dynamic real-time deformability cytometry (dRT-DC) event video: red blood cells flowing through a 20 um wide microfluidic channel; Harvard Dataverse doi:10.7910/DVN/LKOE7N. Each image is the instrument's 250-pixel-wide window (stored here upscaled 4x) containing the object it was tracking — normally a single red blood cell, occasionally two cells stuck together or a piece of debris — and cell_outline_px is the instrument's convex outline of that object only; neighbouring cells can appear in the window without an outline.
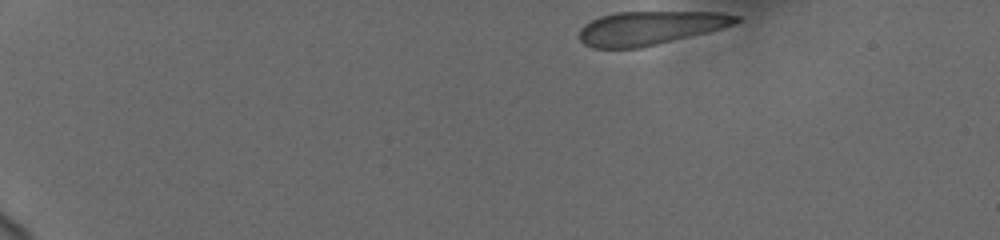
{"species": "human", "species_latin": "Homo sapiens", "temperature_condition": "cold", "stored_images_in_passage": 47, "camera_frame_rate_fps": 3000, "um_per_image_px": 0.085, "donor": {"sex": "female"}, "frame": {"image": 1, "passage_image": 1, "time_ms": 0.0, "image_size_px": [1000, 240], "cell_outline_px": [[744, 20], [708, 32], [640, 48], [592, 48], [584, 44], [580, 40], [580, 28], [584, 24], [600, 16], [616, 12], [720, 12], [740, 16]], "centroid_in_image_um": [55.25, 2.37], "position_along_channel_um": 29.7, "area_um2": 30.69}}
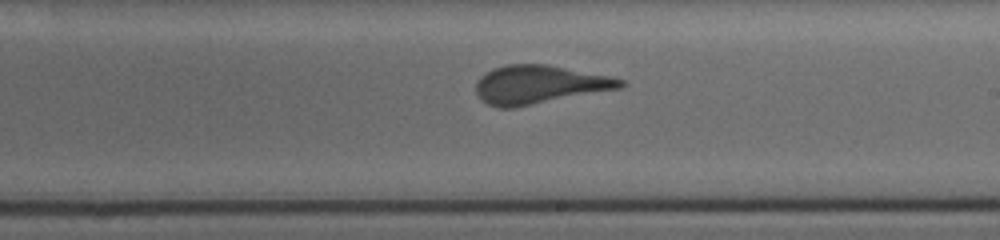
{"frame": {"image": 2, "passage_image": 27, "time_ms": 8.667, "image_size_px": [1000, 240], "cell_outline_px": [[628, 84], [620, 88], [512, 108], [500, 108], [488, 104], [480, 100], [476, 92], [476, 80], [480, 76], [492, 68], [508, 64], [548, 64], [612, 76], [624, 80]], "centroid_in_image_um": [45.83, 7.18], "position_along_channel_um": 243.2, "area_um2": 32.54}}
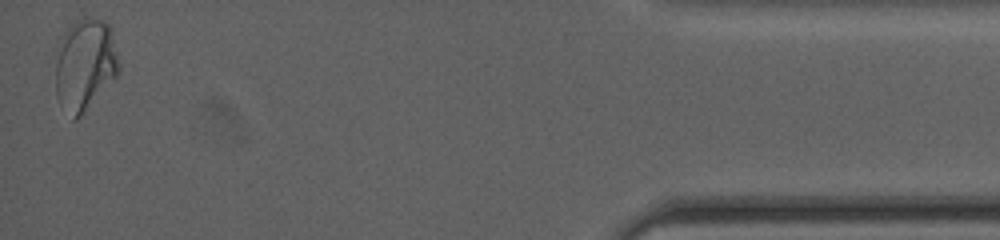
{"frame": {"image": 3, "passage_image": 47, "time_ms": 15.333, "image_size_px": [1000, 240], "cell_outline_px": [[120, 72], [80, 116], [76, 120], [72, 120], [56, 96], [56, 60], [60, 36], [76, 20], [84, 16], [100, 20], [108, 24], [112, 28], [120, 68]], "centroid_in_image_um": [7.22, 5.46], "position_along_channel_um": 428.0, "area_um2": 33.99}, "authors_computed_cell_mechanics": {"area_um2": 32.3102, "velocity_mm_per_s": 3.7231, "shape_relaxation_time_tau1_ms": 10.5601, "shape_relaxation_time_tau2_ms": null, "deformation_change_tau1": 0.1905, "deformation_change_tau2": null}}